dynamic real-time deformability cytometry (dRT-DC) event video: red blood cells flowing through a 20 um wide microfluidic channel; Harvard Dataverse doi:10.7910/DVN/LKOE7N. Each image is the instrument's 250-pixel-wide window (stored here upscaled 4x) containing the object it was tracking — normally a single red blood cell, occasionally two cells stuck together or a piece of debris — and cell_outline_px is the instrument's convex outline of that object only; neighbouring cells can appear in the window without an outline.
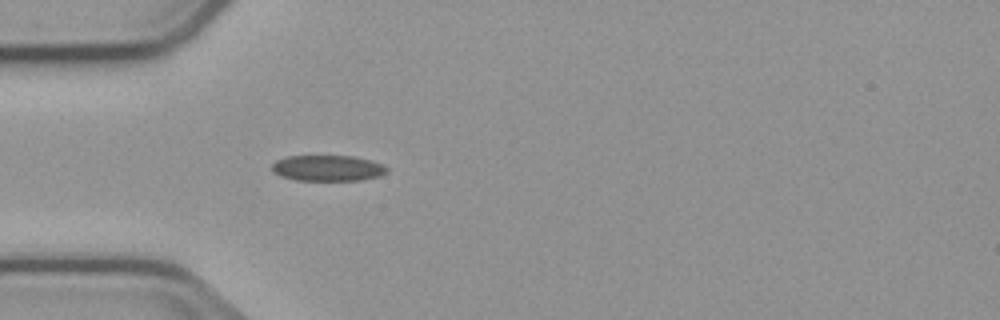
{"species": "common noctule bat (a hibernating species)", "species_latin": "Nyctalus noctula", "temperature_condition": "cold", "stored_images_in_passage": 4, "camera_frame_rate_fps": 3000, "um_per_image_px": 0.085, "animal": {"sex": "male", "body_mass_g": 23.1, "forearm_length_mm": 52.7}, "frame": {"image": 1, "passage_image": 4, "time_ms": 4.667, "image_size_px": [1000, 320], "cell_outline_px": [[388, 172], [380, 176], [360, 180], [296, 180], [280, 176], [272, 168], [272, 164], [276, 160], [288, 156], [352, 156], [372, 160], [388, 168]], "centroid_in_image_um": [27.88, 14.29], "position_along_channel_um": 57.1, "area_um2": 17.22}}